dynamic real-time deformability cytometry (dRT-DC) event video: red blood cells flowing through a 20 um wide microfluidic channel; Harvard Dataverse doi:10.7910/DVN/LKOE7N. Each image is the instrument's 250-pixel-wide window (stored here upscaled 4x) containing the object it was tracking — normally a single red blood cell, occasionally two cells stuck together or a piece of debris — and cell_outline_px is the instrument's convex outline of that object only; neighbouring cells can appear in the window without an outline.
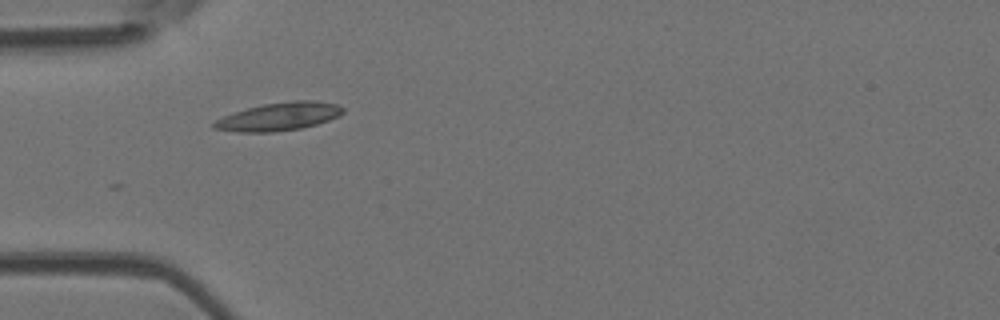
{"species": "Egyptian fruit bat (a non-hibernating species)", "species_latin": "Rousettus aegyptiacus", "temperature_condition": "room temperature", "stored_images_in_passage": 37, "camera_frame_rate_fps": 3000, "um_per_image_px": 0.085, "animal": {"sex": "female"}, "frame": {"image": 1, "passage_image": 1, "time_ms": 0.0, "image_size_px": [1000, 320], "cell_outline_px": [[344, 112], [340, 116], [316, 124], [300, 128], [272, 132], [236, 132], [212, 128], [212, 124], [216, 120], [224, 116], [248, 108], [264, 104], [292, 100], [312, 100], [336, 104], [344, 108]], "centroid_in_image_um": [23.73, 9.91], "position_along_channel_um": 61.3, "area_um2": 20.92}}
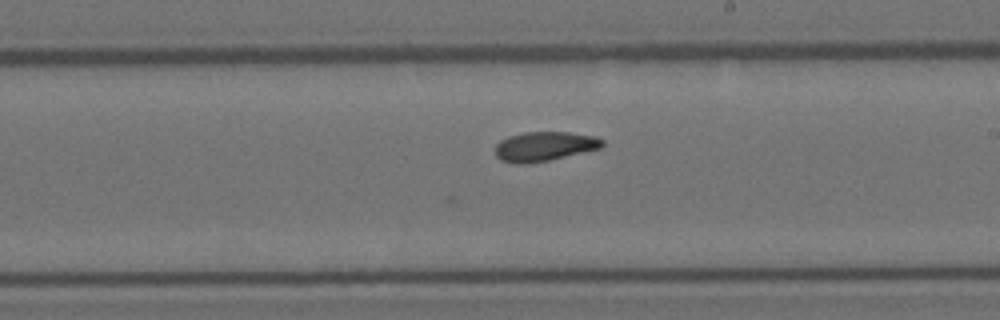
{"frame": {"image": 2, "passage_image": 15, "time_ms": 4.667, "image_size_px": [1000, 320], "cell_outline_px": [[604, 144], [600, 148], [548, 160], [524, 164], [516, 164], [500, 160], [496, 156], [496, 144], [500, 140], [508, 136], [524, 132], [568, 132], [596, 136], [604, 140]], "centroid_in_image_um": [46.26, 12.43], "position_along_channel_um": 242.7, "area_um2": 18.32}}
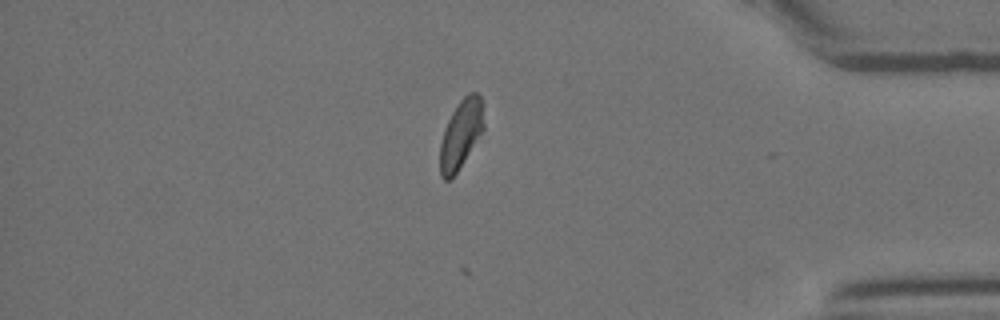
{"frame": {"image": 3, "passage_image": 29, "time_ms": 9.333, "image_size_px": [1000, 320], "cell_outline_px": [[484, 128], [452, 180], [444, 180], [440, 176], [440, 144], [444, 128], [452, 112], [460, 100], [468, 92], [476, 92], [480, 96], [484, 124]], "centroid_in_image_um": [39.15, 11.42], "position_along_channel_um": 396.0, "area_um2": 17.4}}